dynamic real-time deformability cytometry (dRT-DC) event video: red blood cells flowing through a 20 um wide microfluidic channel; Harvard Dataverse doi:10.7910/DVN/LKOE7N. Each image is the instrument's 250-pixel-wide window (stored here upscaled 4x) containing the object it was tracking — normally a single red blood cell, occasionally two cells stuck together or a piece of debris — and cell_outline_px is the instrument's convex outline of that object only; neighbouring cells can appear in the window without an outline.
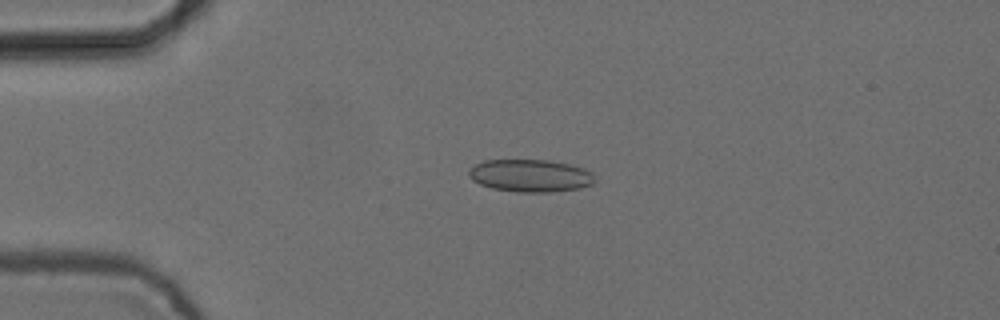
{"species": "common noctule bat (a hibernating species)", "species_latin": "Nyctalus noctula", "temperature_condition": "cold", "stored_images_in_passage": 5, "camera_frame_rate_fps": 3000, "um_per_image_px": 0.085, "animal": {"sex": "female", "body_mass_g": 24.6, "forearm_length_mm": 56.2}, "frame": {"image": 1, "passage_image": 3, "time_ms": 0.667, "image_size_px": [1000, 320], "cell_outline_px": [[596, 180], [592, 184], [580, 188], [548, 192], [516, 192], [492, 188], [480, 184], [472, 180], [468, 176], [468, 168], [484, 160], [548, 160], [572, 164], [584, 168], [592, 172]], "centroid_in_image_um": [45.08, 14.92], "position_along_channel_um": 39.9, "area_um2": 24.1}}
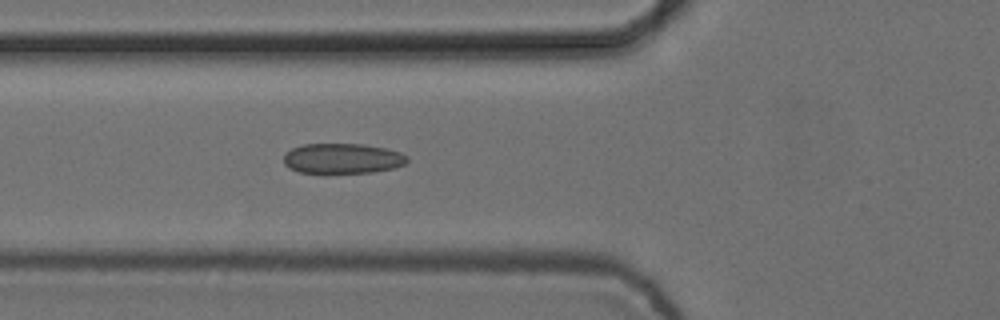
{"frame": {"image": 2, "passage_image": 5, "time_ms": 1.333, "image_size_px": [1000, 320], "cell_outline_px": [[408, 160], [404, 164], [392, 168], [372, 172], [300, 172], [288, 168], [284, 164], [284, 152], [292, 148], [304, 144], [364, 144], [388, 148], [400, 152], [408, 156]], "centroid_in_image_um": [29.1, 13.45], "position_along_channel_um": 96.7, "area_um2": 21.68}}